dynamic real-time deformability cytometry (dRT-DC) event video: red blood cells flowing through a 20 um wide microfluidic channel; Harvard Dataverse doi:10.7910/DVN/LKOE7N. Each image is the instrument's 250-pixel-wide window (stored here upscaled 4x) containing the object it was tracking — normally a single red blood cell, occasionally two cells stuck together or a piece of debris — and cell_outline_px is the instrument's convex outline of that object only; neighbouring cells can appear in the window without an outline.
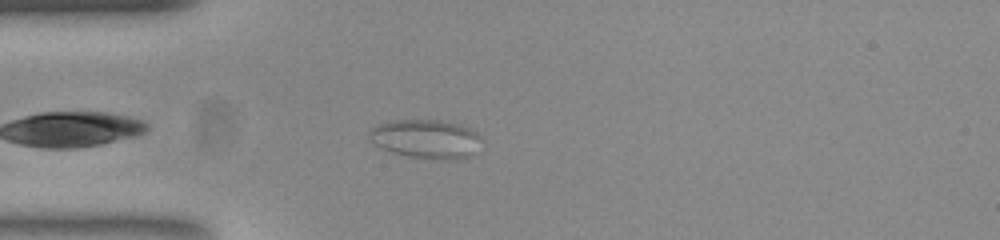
{"species": "common noctule bat (a hibernating species)", "species_latin": "Nyctalus noctula", "temperature_condition": "room temperature", "stored_images_in_passage": 9, "camera_frame_rate_fps": 3000, "um_per_image_px": 0.085, "animal": {"sex": "female", "body_mass_g": 23.0, "forearm_length_mm": 53.4}, "frame": {"image": 1, "passage_image": 4, "time_ms": 1.0, "image_size_px": [1000, 240], "cell_outline_px": [[480, 136], [468, 156], [448, 160], [408, 156], [392, 152], [368, 140], [368, 132], [376, 124], [392, 120], [440, 120], [456, 124], [468, 128], [476, 132]], "centroid_in_image_um": [36.09, 11.78], "position_along_channel_um": 48.9, "area_um2": 24.74}}
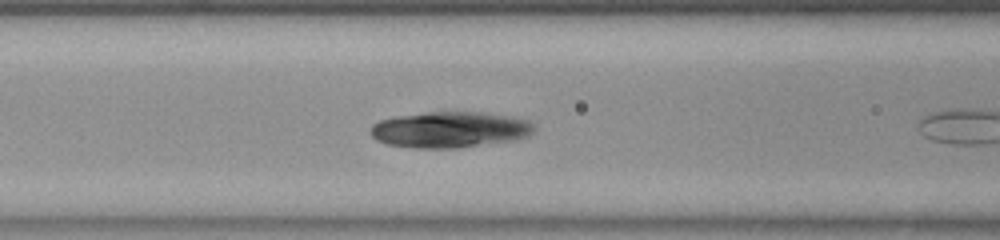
{"frame": {"image": 2, "passage_image": 8, "time_ms": 2.333, "image_size_px": [1000, 240], "cell_outline_px": [[536, 128], [532, 132], [524, 136], [508, 140], [456, 148], [412, 148], [388, 144], [376, 140], [372, 136], [372, 124], [380, 120], [396, 116], [428, 112], [476, 112], [504, 116], [528, 120]], "centroid_in_image_um": [38.16, 11.02], "position_along_channel_um": 128.4, "area_um2": 33.64}}